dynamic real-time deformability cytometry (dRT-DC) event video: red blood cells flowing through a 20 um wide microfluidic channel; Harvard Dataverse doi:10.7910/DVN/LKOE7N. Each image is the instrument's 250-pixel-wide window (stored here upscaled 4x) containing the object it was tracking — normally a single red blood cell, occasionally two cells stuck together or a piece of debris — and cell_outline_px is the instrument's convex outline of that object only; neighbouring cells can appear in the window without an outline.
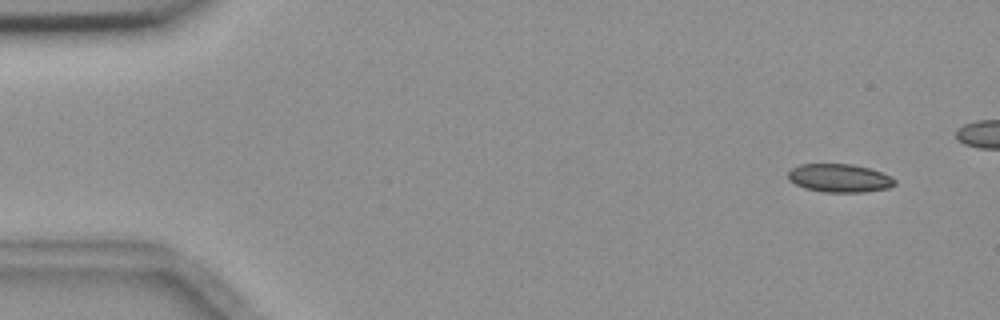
{"species": "common noctule bat (a hibernating species)", "species_latin": "Nyctalus noctula", "temperature_condition": "room temperature", "stored_images_in_passage": 8, "camera_frame_rate_fps": 3000, "um_per_image_px": 0.085, "animal": {"sex": "female", "body_mass_g": 18.4}, "frame": {"image": 1, "passage_image": 2, "time_ms": 1.0, "image_size_px": [1000, 320], "cell_outline_px": [[896, 184], [888, 188], [864, 192], [824, 192], [804, 188], [788, 180], [788, 172], [792, 168], [800, 164], [852, 164], [868, 168], [880, 172], [896, 180]], "centroid_in_image_um": [71.33, 15.14], "position_along_channel_um": 13.7, "area_um2": 17.51}}
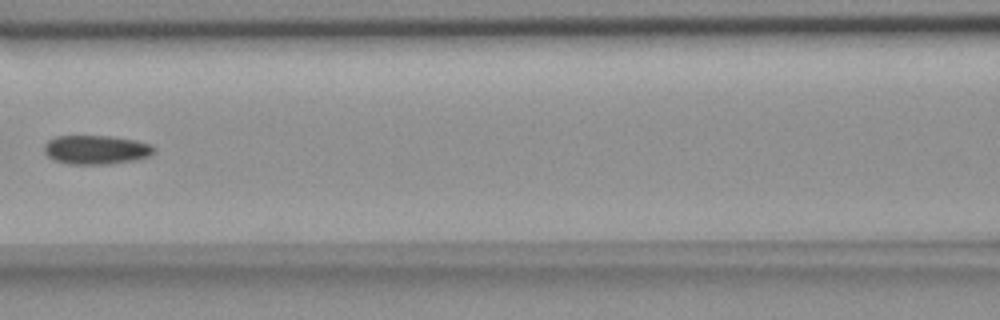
{"frame": {"image": 2, "passage_image": 8, "time_ms": 8.0, "image_size_px": [1000, 320], "cell_outline_px": [[156, 152], [140, 160], [112, 164], [64, 164], [48, 156], [44, 152], [44, 144], [48, 140], [56, 136], [108, 136], [136, 140], [152, 144], [156, 148]], "centroid_in_image_um": [8.22, 12.74], "position_along_channel_um": 158.4, "area_um2": 18.9}}